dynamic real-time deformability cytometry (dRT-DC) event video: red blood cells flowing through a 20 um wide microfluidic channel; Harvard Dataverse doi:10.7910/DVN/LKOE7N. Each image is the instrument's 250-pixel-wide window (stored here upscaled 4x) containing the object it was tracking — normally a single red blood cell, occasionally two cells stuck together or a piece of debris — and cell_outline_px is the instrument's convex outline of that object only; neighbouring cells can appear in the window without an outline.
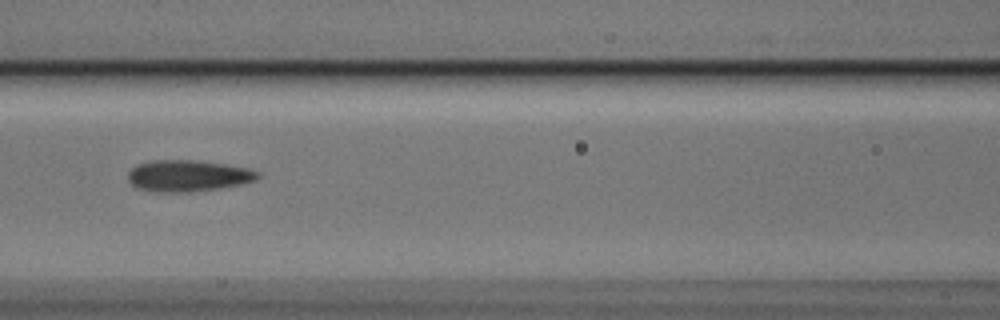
{"species": "Egyptian fruit bat (a non-hibernating species)", "species_latin": "Rousettus aegyptiacus", "temperature_condition": "cold", "stored_images_in_passage": 5, "camera_frame_rate_fps": 3000, "um_per_image_px": 0.085, "animal": {"sex": "male"}, "frame": {"image": 1, "passage_image": 4, "time_ms": 1.0, "image_size_px": [1000, 320], "cell_outline_px": [[260, 176], [256, 180], [240, 184], [220, 188], [192, 192], [152, 192], [136, 188], [128, 180], [128, 172], [136, 164], [152, 160], [196, 160], [224, 164], [248, 168], [260, 172]], "centroid_in_image_um": [15.95, 14.94], "position_along_channel_um": 150.6, "area_um2": 23.99}}
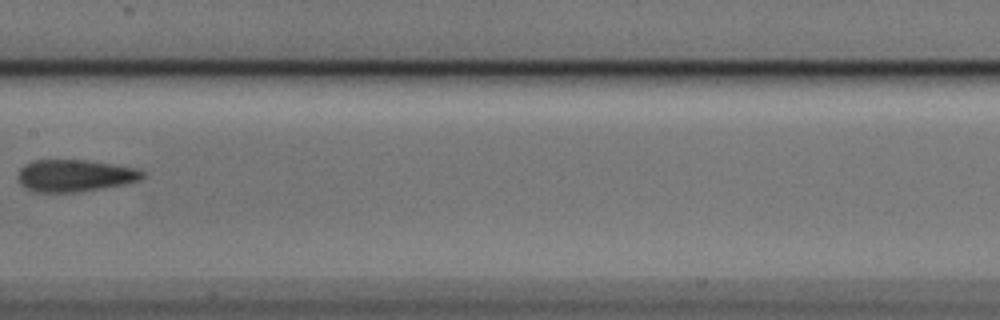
{"frame": {"image": 2, "passage_image": 5, "time_ms": 1.333, "image_size_px": [1000, 320], "cell_outline_px": [[144, 176], [140, 180], [124, 184], [76, 192], [36, 192], [20, 184], [16, 176], [20, 168], [24, 164], [32, 160], [84, 160], [112, 164], [136, 168], [144, 172]], "centroid_in_image_um": [6.32, 14.92], "position_along_channel_um": 201.1, "area_um2": 23.18}}